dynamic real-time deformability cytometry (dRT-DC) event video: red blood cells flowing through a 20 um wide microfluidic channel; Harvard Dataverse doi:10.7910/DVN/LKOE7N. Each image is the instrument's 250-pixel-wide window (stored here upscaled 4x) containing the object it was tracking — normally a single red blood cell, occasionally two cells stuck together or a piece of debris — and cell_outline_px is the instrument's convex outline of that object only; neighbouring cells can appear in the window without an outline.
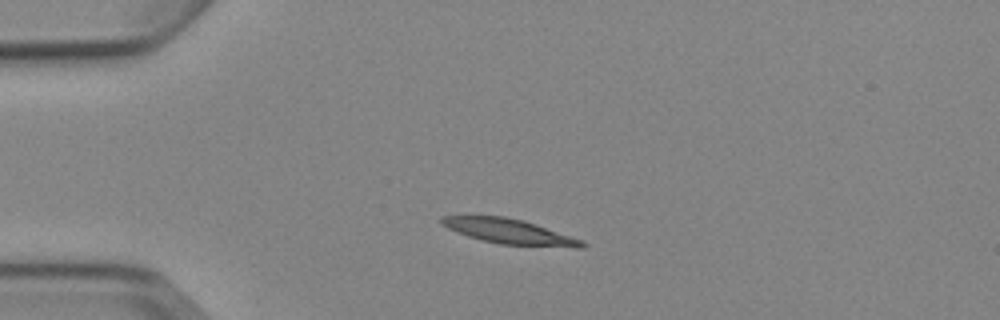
{"species": "Egyptian fruit bat (a non-hibernating species)", "species_latin": "Rousettus aegyptiacus", "temperature_condition": "cold", "stored_images_in_passage": 3, "camera_frame_rate_fps": 3000, "um_per_image_px": 0.085, "animal": {"sex": "female"}, "frame": {"image": 1, "passage_image": 2, "time_ms": 1.333, "image_size_px": [1000, 320], "cell_outline_px": [[588, 244], [584, 248], [576, 248], [500, 244], [468, 236], [456, 232], [440, 224], [440, 216], [504, 216], [524, 220], [584, 240]], "centroid_in_image_um": [43.36, 19.68], "position_along_channel_um": 41.6, "area_um2": 20.58}}